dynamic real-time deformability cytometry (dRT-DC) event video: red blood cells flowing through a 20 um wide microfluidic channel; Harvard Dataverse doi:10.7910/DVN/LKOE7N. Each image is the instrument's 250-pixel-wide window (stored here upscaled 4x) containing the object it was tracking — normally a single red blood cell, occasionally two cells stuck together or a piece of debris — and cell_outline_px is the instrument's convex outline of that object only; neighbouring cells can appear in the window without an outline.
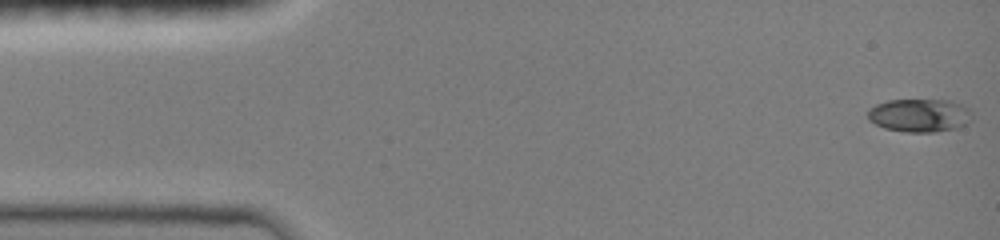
{"species": "common noctule bat (a hibernating species)", "species_latin": "Nyctalus noctula", "temperature_condition": "room temperature", "stored_images_in_passage": 25, "camera_frame_rate_fps": 3000, "um_per_image_px": 0.085, "animal": {"sex": "female", "body_mass_g": 19.0, "forearm_length_mm": 51.5}, "frame": {"image": 1, "passage_image": 1, "time_ms": 0.0, "image_size_px": [1000, 240], "cell_outline_px": [[972, 120], [968, 124], [956, 128], [936, 132], [904, 132], [884, 128], [868, 120], [868, 112], [876, 104], [888, 100], [952, 100], [964, 104], [972, 112]], "centroid_in_image_um": [78.22, 9.8], "position_along_channel_um": 6.8, "area_um2": 20.46}}
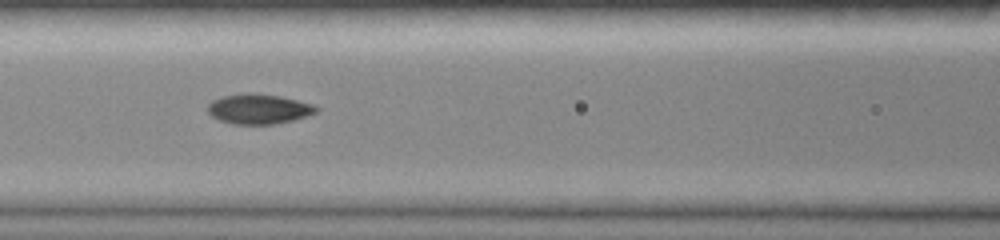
{"frame": {"image": 2, "passage_image": 13, "time_ms": 4.0, "image_size_px": [1000, 240], "cell_outline_px": [[320, 108], [316, 112], [292, 120], [272, 124], [232, 124], [220, 120], [212, 116], [208, 112], [208, 104], [212, 100], [220, 96], [252, 92], [280, 96], [312, 104]], "centroid_in_image_um": [21.95, 9.25], "position_along_channel_um": 144.6, "area_um2": 18.84}}
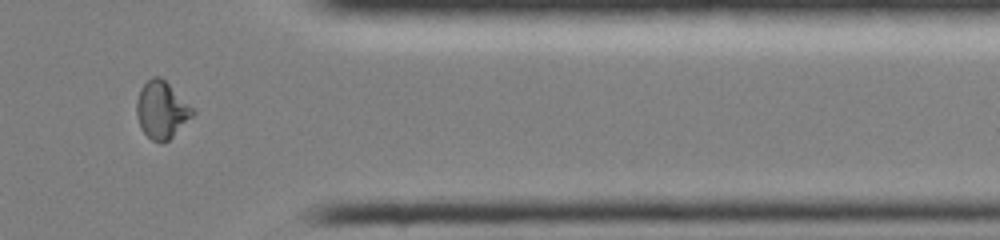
{"frame": {"image": 3, "passage_image": 22, "time_ms": 7.0, "image_size_px": [1000, 240], "cell_outline_px": [[196, 112], [168, 140], [152, 140], [140, 128], [136, 116], [136, 100], [140, 88], [152, 76], [160, 76]], "centroid_in_image_um": [13.69, 9.32], "position_along_channel_um": 397.7, "area_um2": 18.15}}